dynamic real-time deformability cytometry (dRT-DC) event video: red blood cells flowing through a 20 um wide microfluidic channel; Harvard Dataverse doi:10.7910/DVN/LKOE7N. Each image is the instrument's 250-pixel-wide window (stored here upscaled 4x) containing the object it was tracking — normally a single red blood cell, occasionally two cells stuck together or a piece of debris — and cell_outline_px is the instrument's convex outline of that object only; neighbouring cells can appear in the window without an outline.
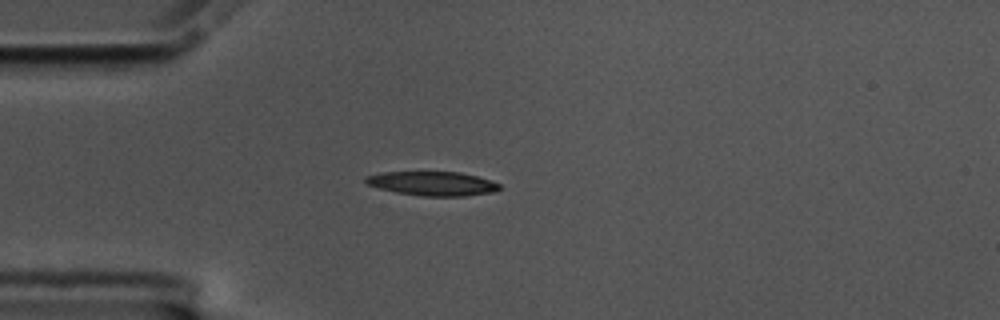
{"species": "common noctule bat (a hibernating species)", "species_latin": "Nyctalus noctula", "temperature_condition": "cold", "stored_images_in_passage": 43, "camera_frame_rate_fps": 3000, "um_per_image_px": 0.085, "animal": {"sex": "male", "body_mass_g": 17.5, "forearm_length_mm": 52.3}, "frame": {"image": 1, "passage_image": 1, "time_ms": 0.0, "image_size_px": [1000, 320], "cell_outline_px": [[500, 188], [492, 192], [464, 196], [420, 196], [396, 192], [380, 188], [368, 184], [364, 180], [364, 176], [384, 172], [460, 172], [476, 176], [500, 184]], "centroid_in_image_um": [36.74, 15.6], "position_along_channel_um": 48.3, "area_um2": 18.61}}
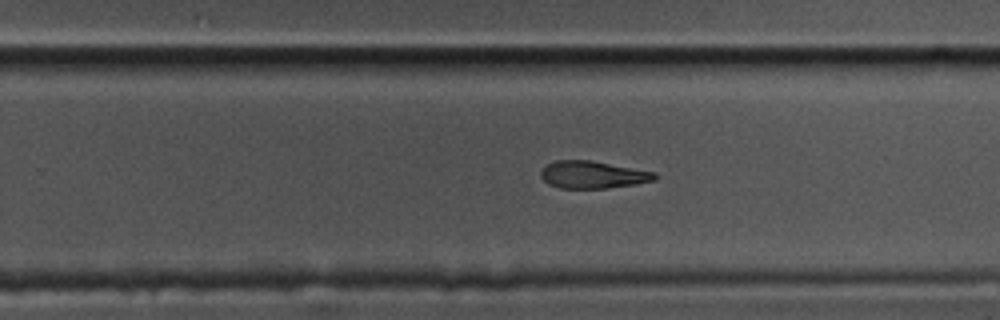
{"frame": {"image": 2, "passage_image": 22, "time_ms": 7.0, "image_size_px": [1000, 320], "cell_outline_px": [[656, 180], [636, 184], [608, 188], [560, 188], [548, 184], [540, 176], [540, 172], [548, 164], [556, 160], [588, 160], [656, 172]], "centroid_in_image_um": [50.39, 14.86], "position_along_channel_um": 279.4, "area_um2": 18.03}}
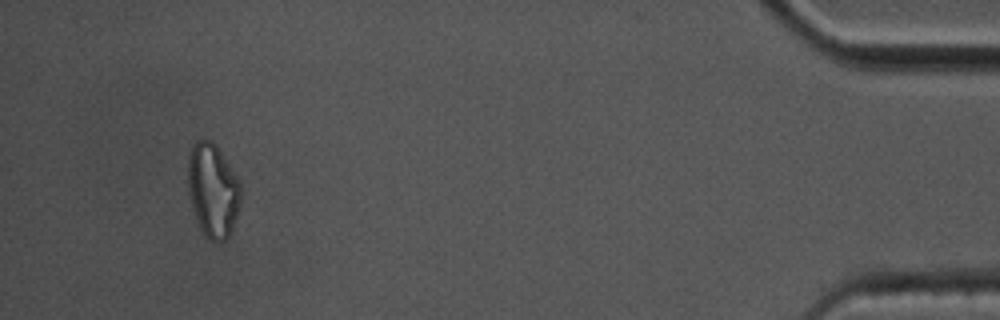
{"frame": {"image": 3, "passage_image": 40, "time_ms": 13.0, "image_size_px": [1000, 320], "cell_outline_px": [[240, 204], [228, 240], [220, 244], [216, 244], [208, 240], [204, 236], [196, 220], [188, 192], [188, 156], [192, 144], [196, 140], [212, 140], [216, 144], [236, 176], [240, 184]], "centroid_in_image_um": [18.07, 16.22], "position_along_channel_um": 417.1, "area_um2": 29.19}, "authors_computed_cell_mechanics": {"area_um2": 19.5942, "velocity_mm_per_s": 3.4852, "shape_relaxation_time_tau1_ms": null, "shape_relaxation_time_tau2_ms": 9.9826, "deformation_change_tau1": null, "deformation_change_tau2": 0.2125}}